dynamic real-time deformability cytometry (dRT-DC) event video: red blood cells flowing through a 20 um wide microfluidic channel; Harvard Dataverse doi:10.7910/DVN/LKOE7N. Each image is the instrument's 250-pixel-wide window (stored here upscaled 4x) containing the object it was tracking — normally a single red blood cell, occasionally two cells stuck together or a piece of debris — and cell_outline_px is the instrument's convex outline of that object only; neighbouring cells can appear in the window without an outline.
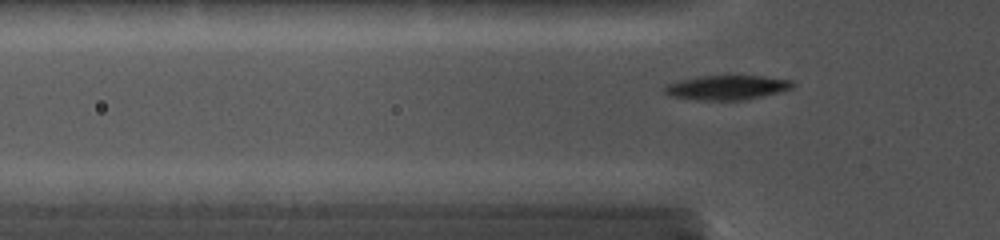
{"species": "common noctule bat (a hibernating species)", "species_latin": "Nyctalus noctula", "temperature_condition": "cold", "stored_images_in_passage": 58, "camera_frame_rate_fps": 5000, "um_per_image_px": 0.085, "animal": {"sex": "female", "body_mass_g": 19.0, "forearm_length_mm": 56.7}, "frame": {"image": 1, "passage_image": 3, "time_ms": 0.4, "image_size_px": [1000, 240], "cell_outline_px": [[792, 84], [788, 88], [756, 96], [736, 100], [708, 100], [676, 96], [664, 92], [664, 84], [696, 76], [724, 72], [732, 72], [764, 76], [792, 80]], "centroid_in_image_um": [61.7, 7.34], "position_along_channel_um": 64.1, "area_um2": 18.44}}
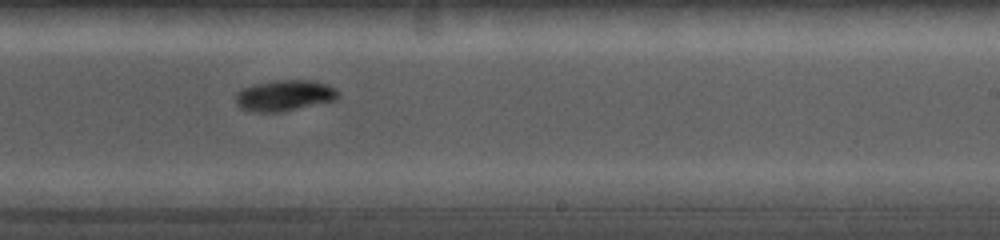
{"frame": {"image": 2, "passage_image": 30, "time_ms": 5.4, "image_size_px": [1000, 240], "cell_outline_px": [[340, 96], [336, 100], [280, 112], [252, 112], [240, 108], [236, 104], [236, 92], [244, 88], [256, 84], [276, 80], [312, 80], [336, 88], [340, 92]], "centroid_in_image_um": [24.19, 8.12], "position_along_channel_um": 264.8, "area_um2": 18.5}}
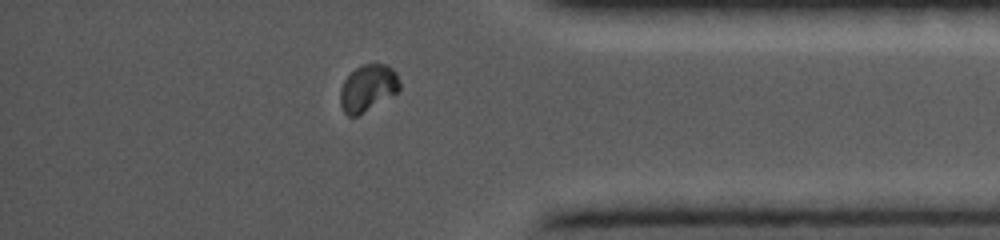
{"frame": {"image": 3, "passage_image": 47, "time_ms": 9.0, "image_size_px": [1000, 240], "cell_outline_px": [[400, 88], [396, 92], [356, 116], [348, 116], [344, 112], [340, 104], [340, 88], [344, 80], [360, 64], [388, 64], [396, 72], [400, 84]], "centroid_in_image_um": [31.24, 7.45], "position_along_channel_um": 404.0, "area_um2": 15.9}}